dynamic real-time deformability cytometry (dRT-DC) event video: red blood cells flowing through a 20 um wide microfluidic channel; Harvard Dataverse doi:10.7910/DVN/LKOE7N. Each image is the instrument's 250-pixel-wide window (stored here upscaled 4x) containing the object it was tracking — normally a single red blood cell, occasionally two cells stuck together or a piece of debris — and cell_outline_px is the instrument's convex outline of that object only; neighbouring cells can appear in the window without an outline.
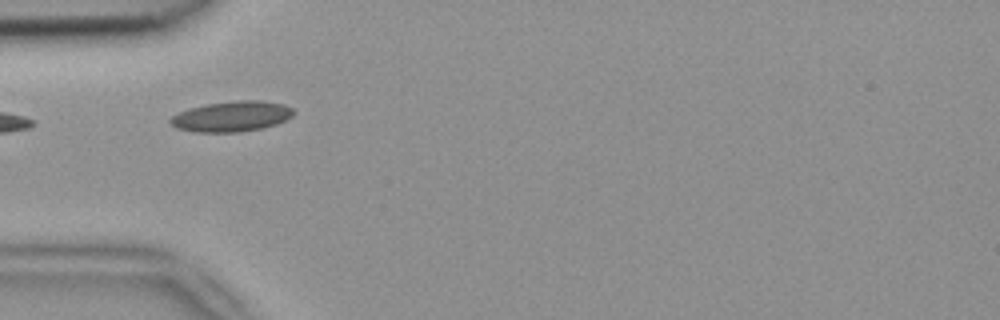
{"species": "common noctule bat (a hibernating species)", "species_latin": "Nyctalus noctula", "temperature_condition": "room temperature", "stored_images_in_passage": 4, "camera_frame_rate_fps": 3000, "um_per_image_px": 0.085, "animal": {"sex": "female", "body_mass_g": 18.4}, "frame": {"image": 1, "passage_image": 1, "time_ms": 0.0, "image_size_px": [1000, 320], "cell_outline_px": [[296, 112], [292, 116], [276, 124], [260, 128], [240, 132], [196, 132], [176, 128], [168, 120], [172, 116], [188, 108], [208, 104], [236, 100], [260, 100], [284, 104], [292, 108]], "centroid_in_image_um": [19.7, 9.89], "position_along_channel_um": 65.3, "area_um2": 21.79}}
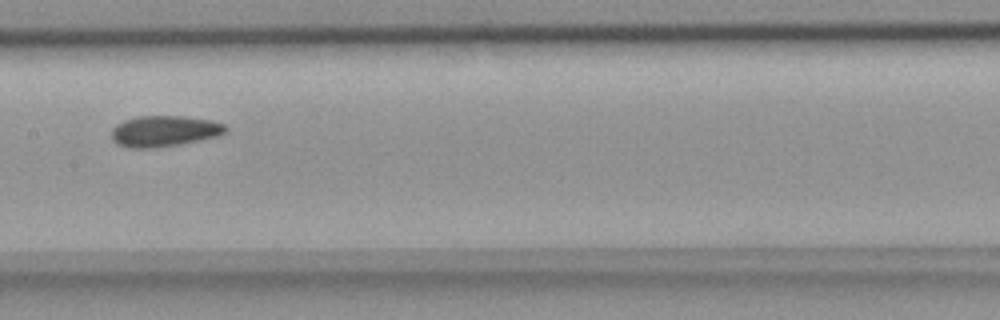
{"frame": {"image": 2, "passage_image": 4, "time_ms": 1.0, "image_size_px": [1000, 320], "cell_outline_px": [[228, 132], [216, 136], [200, 140], [180, 144], [152, 148], [128, 148], [116, 144], [112, 140], [112, 128], [116, 124], [124, 120], [136, 116], [184, 116], [208, 120], [224, 124], [228, 128]], "centroid_in_image_um": [13.93, 11.15], "position_along_channel_um": 193.5, "area_um2": 20.69}}